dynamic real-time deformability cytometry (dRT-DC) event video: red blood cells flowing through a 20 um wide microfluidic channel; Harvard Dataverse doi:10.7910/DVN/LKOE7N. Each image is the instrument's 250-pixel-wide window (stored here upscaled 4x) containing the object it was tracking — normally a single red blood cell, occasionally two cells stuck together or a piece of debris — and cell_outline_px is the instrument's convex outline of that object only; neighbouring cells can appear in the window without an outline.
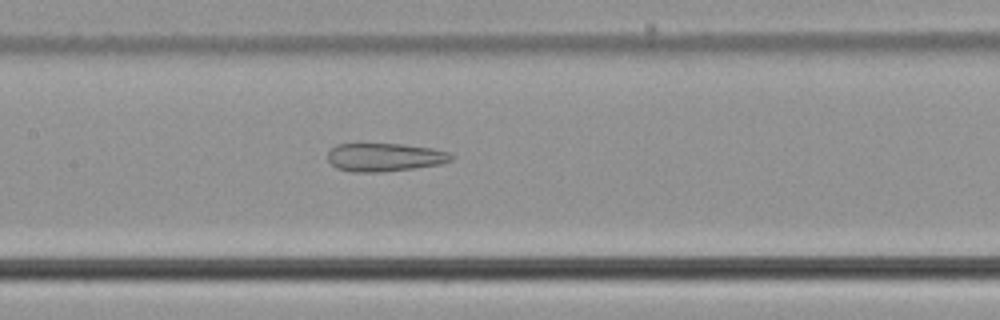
{"species": "common noctule bat (a hibernating species)", "species_latin": "Nyctalus noctula", "temperature_condition": "cold", "stored_images_in_passage": 41, "camera_frame_rate_fps": 3000, "um_per_image_px": 0.085, "animal": {"sex": "male", "body_mass_g": 21.5, "forearm_length_mm": 52.0}, "frame": {"image": 1, "passage_image": 13, "time_ms": 4.0, "image_size_px": [1000, 320], "cell_outline_px": [[452, 160], [440, 164], [412, 168], [380, 172], [352, 172], [336, 168], [328, 160], [328, 152], [336, 144], [404, 144], [432, 148], [448, 152], [452, 156]], "centroid_in_image_um": [32.67, 13.36], "position_along_channel_um": 174.7, "area_um2": 20.23}}
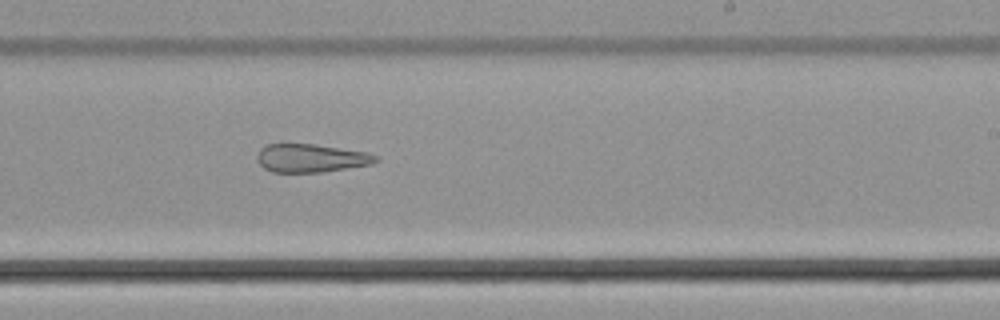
{"frame": {"image": 2, "passage_image": 20, "time_ms": 6.333, "image_size_px": [1000, 320], "cell_outline_px": [[380, 160], [372, 164], [320, 172], [272, 172], [264, 168], [256, 160], [256, 156], [260, 148], [264, 144], [316, 144], [368, 152], [380, 156]], "centroid_in_image_um": [26.44, 13.43], "position_along_channel_um": 262.6, "area_um2": 19.77}}
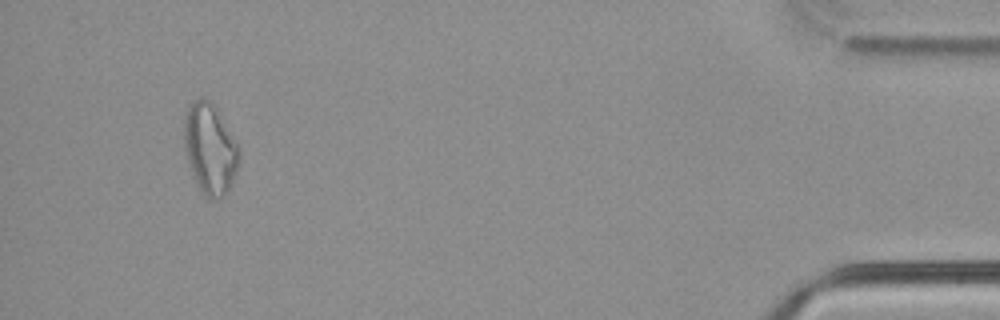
{"frame": {"image": 3, "passage_image": 38, "time_ms": 12.333, "image_size_px": [1000, 320], "cell_outline_px": [[240, 164], [232, 184], [228, 192], [220, 200], [208, 200], [196, 184], [188, 160], [184, 144], [184, 116], [192, 100], [200, 96], [204, 96], [216, 108], [240, 144]], "centroid_in_image_um": [17.89, 12.66], "position_along_channel_um": 417.3, "area_um2": 29.77}, "authors_computed_cell_mechanics": {"area_um2": 23.3512, "velocity_mm_per_s": 3.7769, "shape_relaxation_time_tau1_ms": null, "shape_relaxation_time_tau2_ms": 4.8873, "deformation_change_tau1": null, "deformation_change_tau2": 0.1678}}